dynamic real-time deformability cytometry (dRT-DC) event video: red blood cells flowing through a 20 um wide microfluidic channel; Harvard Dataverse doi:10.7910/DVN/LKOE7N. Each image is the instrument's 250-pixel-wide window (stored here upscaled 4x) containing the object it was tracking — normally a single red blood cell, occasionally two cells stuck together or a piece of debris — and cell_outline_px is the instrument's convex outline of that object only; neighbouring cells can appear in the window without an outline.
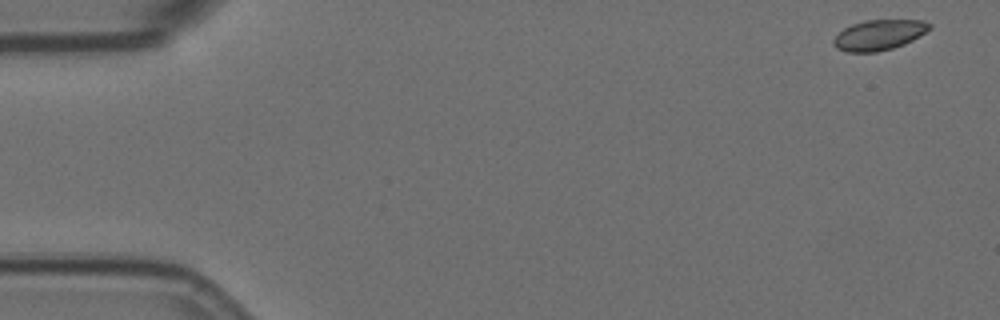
{"species": "Egyptian fruit bat (a non-hibernating species)", "species_latin": "Rousettus aegyptiacus", "temperature_condition": "room temperature", "stored_images_in_passage": 55, "camera_frame_rate_fps": 3000, "um_per_image_px": 0.085, "animal": {"sex": "female"}, "frame": {"image": 1, "passage_image": 1, "time_ms": 0.0, "image_size_px": [1000, 320], "cell_outline_px": [[932, 28], [912, 40], [904, 44], [892, 48], [876, 52], [848, 52], [836, 48], [832, 44], [832, 40], [844, 28], [852, 24], [864, 20], [924, 20], [932, 24]], "centroid_in_image_um": [74.72, 2.96], "position_along_channel_um": 10.3, "area_um2": 16.99}}
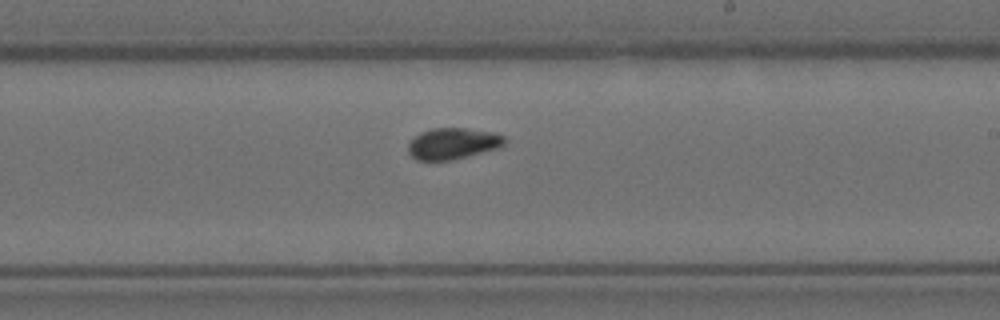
{"frame": {"image": 2, "passage_image": 32, "time_ms": 10.333, "image_size_px": [1000, 320], "cell_outline_px": [[508, 140], [504, 144], [496, 148], [448, 160], [416, 160], [408, 152], [408, 144], [420, 132], [432, 128], [468, 128], [496, 132], [504, 136]], "centroid_in_image_um": [38.49, 12.17], "position_along_channel_um": 250.5, "area_um2": 17.4}}
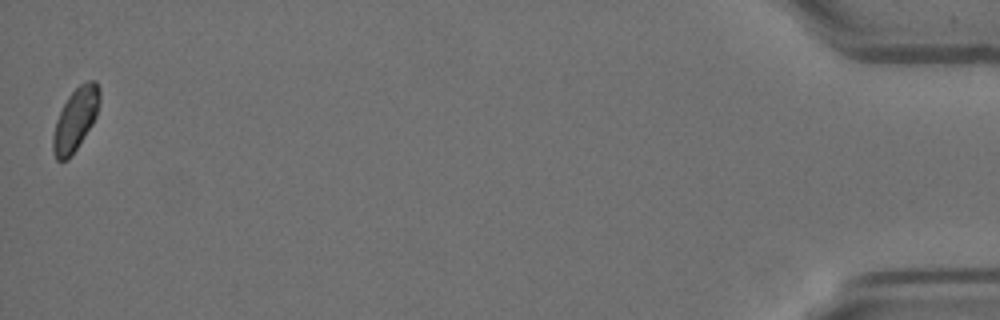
{"frame": {"image": 3, "passage_image": 55, "time_ms": 18.0, "image_size_px": [1000, 320], "cell_outline_px": [[100, 100], [96, 116], [92, 124], [68, 160], [56, 160], [52, 152], [52, 136], [56, 120], [68, 96], [80, 84], [88, 80], [96, 80], [100, 88]], "centroid_in_image_um": [6.41, 10.13], "position_along_channel_um": 428.8, "area_um2": 16.94}}